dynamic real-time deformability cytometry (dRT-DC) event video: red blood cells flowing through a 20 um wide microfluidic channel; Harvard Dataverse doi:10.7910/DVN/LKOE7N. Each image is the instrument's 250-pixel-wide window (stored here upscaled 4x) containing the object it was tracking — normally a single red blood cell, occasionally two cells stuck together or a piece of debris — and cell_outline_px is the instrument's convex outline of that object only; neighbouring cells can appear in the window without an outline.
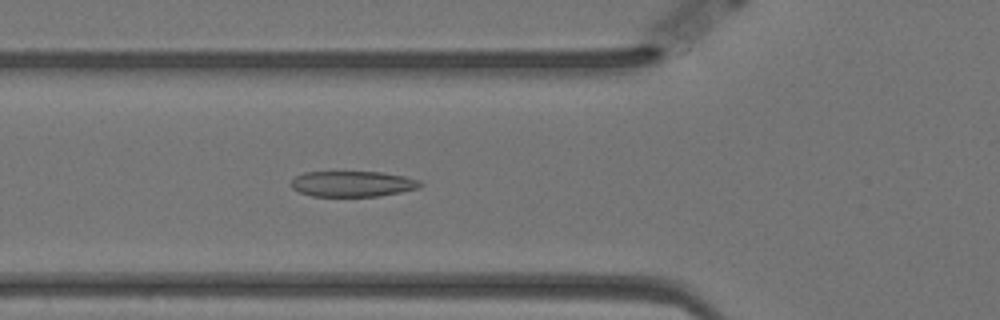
{"species": "Egyptian fruit bat (a non-hibernating species)", "species_latin": "Rousettus aegyptiacus", "temperature_condition": "warm", "stored_images_in_passage": 56, "camera_frame_rate_fps": 3000, "um_per_image_px": 0.085, "animal": {"sex": "female"}, "frame": {"image": 1, "passage_image": 19, "time_ms": 6.0, "image_size_px": [1000, 320], "cell_outline_px": [[424, 184], [420, 188], [380, 196], [312, 196], [300, 192], [292, 188], [288, 184], [296, 176], [304, 172], [380, 172], [404, 176], [420, 180]], "centroid_in_image_um": [29.98, 15.63], "position_along_channel_um": 95.8, "area_um2": 19.42}}
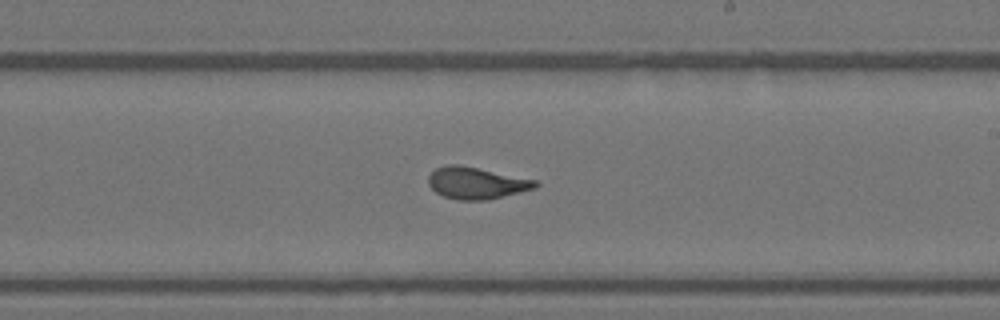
{"frame": {"image": 2, "passage_image": 32, "time_ms": 10.333, "image_size_px": [1000, 320], "cell_outline_px": [[540, 184], [536, 188], [488, 200], [456, 200], [444, 196], [436, 192], [428, 184], [428, 176], [436, 168], [448, 164], [460, 164], [536, 180]], "centroid_in_image_um": [40.49, 15.55], "position_along_channel_um": 248.5, "area_um2": 19.88}}
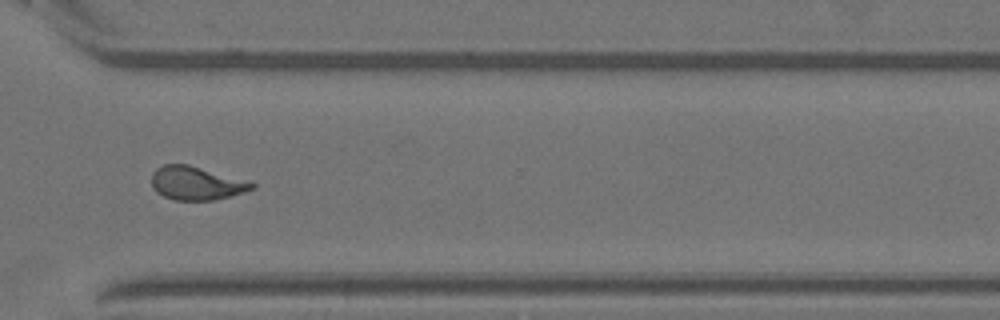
{"frame": {"image": 3, "passage_image": 41, "time_ms": 13.333, "image_size_px": [1000, 320], "cell_outline_px": [[256, 188], [244, 192], [212, 200], [172, 200], [156, 192], [152, 188], [152, 172], [156, 168], [164, 164], [188, 164], [256, 184]], "centroid_in_image_um": [16.62, 15.58], "position_along_channel_um": 354.0, "area_um2": 19.31}, "authors_computed_cell_mechanics": {"area_um2": 19.8832, "velocity_mm_per_s": 3.5067, "shape_relaxation_time_tau1_ms": 8.1684, "shape_relaxation_time_tau2_ms": 0.9306, "deformation_change_tau1": 0.2517, "deformation_change_tau2": 0.084}}